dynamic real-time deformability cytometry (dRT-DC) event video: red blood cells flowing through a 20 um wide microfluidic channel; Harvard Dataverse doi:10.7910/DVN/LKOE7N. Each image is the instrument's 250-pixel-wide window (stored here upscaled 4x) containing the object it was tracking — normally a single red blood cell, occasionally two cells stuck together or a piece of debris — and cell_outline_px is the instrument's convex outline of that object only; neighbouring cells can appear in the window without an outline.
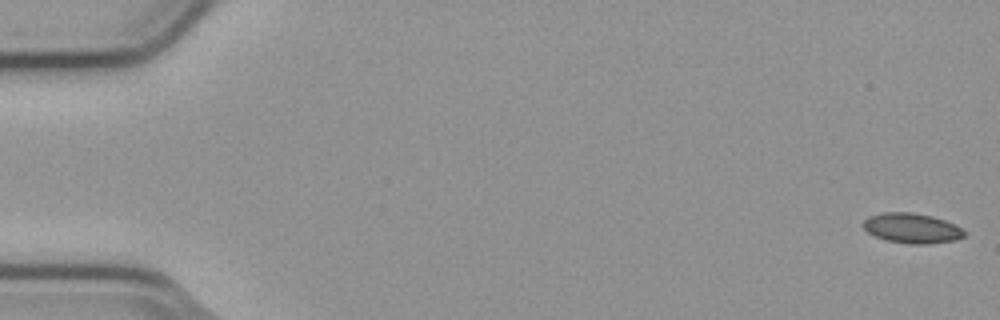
{"species": "common noctule bat (a hibernating species)", "species_latin": "Nyctalus noctula", "temperature_condition": "cold", "stored_images_in_passage": 55, "camera_frame_rate_fps": 3000, "um_per_image_px": 0.085, "animal": {"sex": "male", "body_mass_g": 23.1, "forearm_length_mm": 52.7}, "frame": {"image": 1, "passage_image": 1, "time_ms": 0.0, "image_size_px": [1000, 320], "cell_outline_px": [[964, 236], [956, 240], [928, 244], [908, 244], [884, 240], [868, 232], [860, 224], [868, 216], [884, 212], [912, 212], [932, 216], [956, 224], [964, 232]], "centroid_in_image_um": [77.48, 19.39], "position_along_channel_um": 7.5, "area_um2": 17.8}}
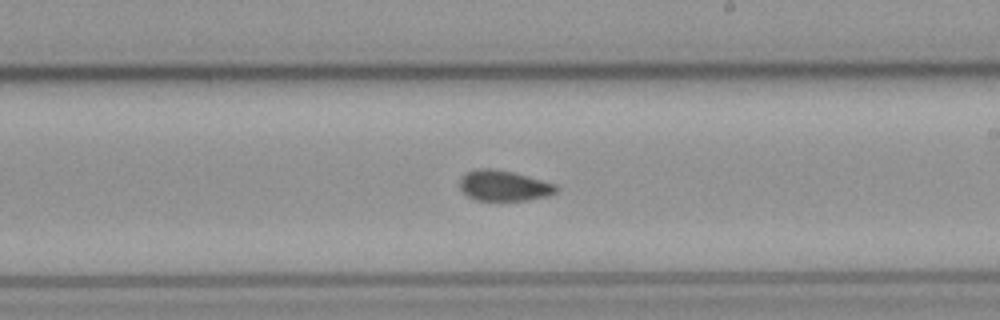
{"frame": {"image": 2, "passage_image": 32, "time_ms": 10.333, "image_size_px": [1000, 320], "cell_outline_px": [[560, 188], [556, 192], [548, 196], [528, 200], [476, 200], [468, 196], [460, 188], [460, 176], [468, 172], [480, 168], [488, 168], [512, 172], [556, 184]], "centroid_in_image_um": [42.84, 15.79], "position_along_channel_um": 246.2, "area_um2": 17.05}}
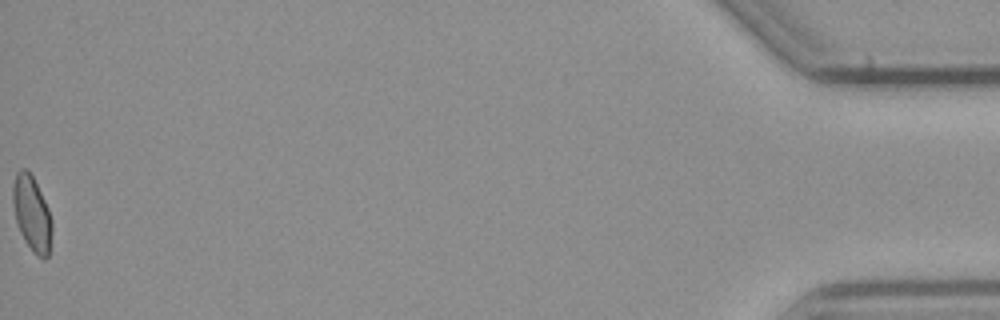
{"frame": {"image": 3, "passage_image": 55, "time_ms": 18.0, "image_size_px": [1000, 320], "cell_outline_px": [[52, 228], [48, 256], [44, 260], [36, 256], [32, 252], [24, 240], [20, 232], [16, 220], [12, 204], [12, 184], [16, 172], [20, 168], [24, 168], [32, 176], [48, 208], [52, 220]], "centroid_in_image_um": [2.69, 18.18], "position_along_channel_um": 432.5, "area_um2": 17.17}, "authors_computed_cell_mechanics": {"area_um2": 17.3978, "velocity_mm_per_s": 3.7934, "shape_relaxation_time_tau1_ms": null, "shape_relaxation_time_tau2_ms": 2.9026, "deformation_change_tau1": null, "deformation_change_tau2": 0.0415}}